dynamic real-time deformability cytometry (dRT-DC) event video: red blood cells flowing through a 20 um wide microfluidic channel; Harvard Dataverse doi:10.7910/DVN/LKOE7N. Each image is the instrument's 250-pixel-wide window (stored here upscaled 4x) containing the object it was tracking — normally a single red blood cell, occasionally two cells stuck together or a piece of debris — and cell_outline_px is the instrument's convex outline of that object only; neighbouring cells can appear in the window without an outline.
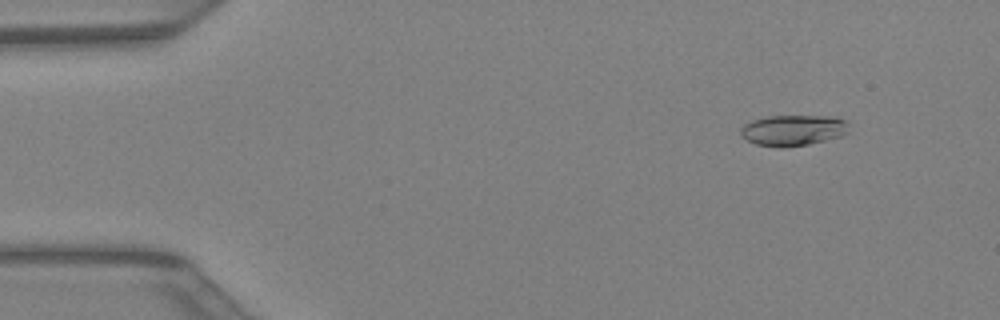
{"species": "Egyptian fruit bat (a non-hibernating species)", "species_latin": "Rousettus aegyptiacus", "temperature_condition": "warm", "stored_images_in_passage": 39, "camera_frame_rate_fps": 3000, "um_per_image_px": 0.085, "animal": {"sex": "female"}, "frame": {"image": 1, "passage_image": 1, "time_ms": 0.0, "image_size_px": [1000, 320], "cell_outline_px": [[848, 132], [840, 136], [808, 144], [784, 148], [780, 148], [756, 144], [740, 136], [740, 128], [744, 124], [752, 120], [768, 116], [832, 116], [844, 120], [848, 124]], "centroid_in_image_um": [67.38, 11.07], "position_along_channel_um": 17.6, "area_um2": 19.48}}
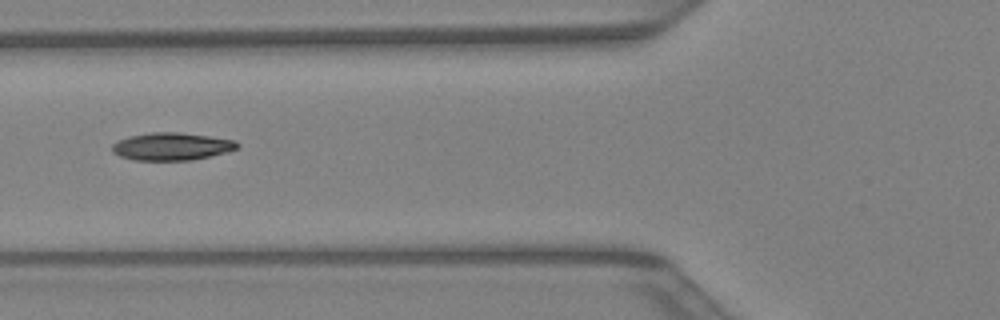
{"frame": {"image": 2, "passage_image": 13, "time_ms": 4.0, "image_size_px": [1000, 320], "cell_outline_px": [[240, 148], [192, 160], [132, 160], [120, 156], [112, 152], [112, 144], [128, 136], [152, 132], [176, 132], [208, 136], [236, 140], [240, 144]], "centroid_in_image_um": [14.58, 12.44], "position_along_channel_um": 111.2, "area_um2": 20.06}}
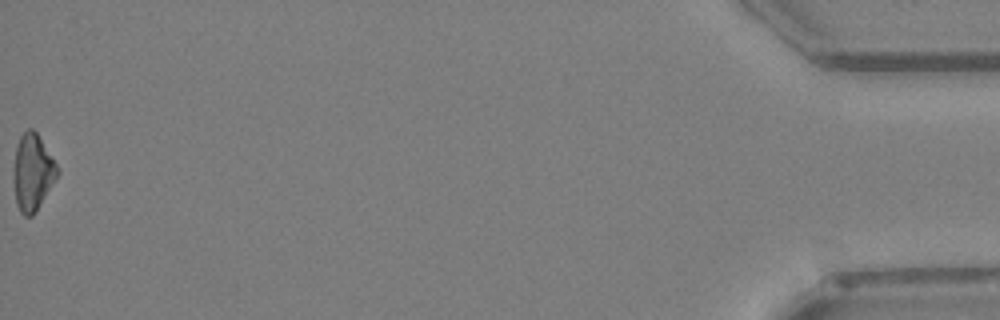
{"frame": {"image": 3, "passage_image": 39, "time_ms": 12.667, "image_size_px": [1000, 320], "cell_outline_px": [[60, 172], [32, 216], [24, 216], [20, 212], [16, 204], [12, 176], [12, 168], [16, 144], [20, 136], [28, 128], [32, 128], [36, 132], [56, 164]], "centroid_in_image_um": [2.72, 14.64], "position_along_channel_um": 432.5, "area_um2": 19.54}}